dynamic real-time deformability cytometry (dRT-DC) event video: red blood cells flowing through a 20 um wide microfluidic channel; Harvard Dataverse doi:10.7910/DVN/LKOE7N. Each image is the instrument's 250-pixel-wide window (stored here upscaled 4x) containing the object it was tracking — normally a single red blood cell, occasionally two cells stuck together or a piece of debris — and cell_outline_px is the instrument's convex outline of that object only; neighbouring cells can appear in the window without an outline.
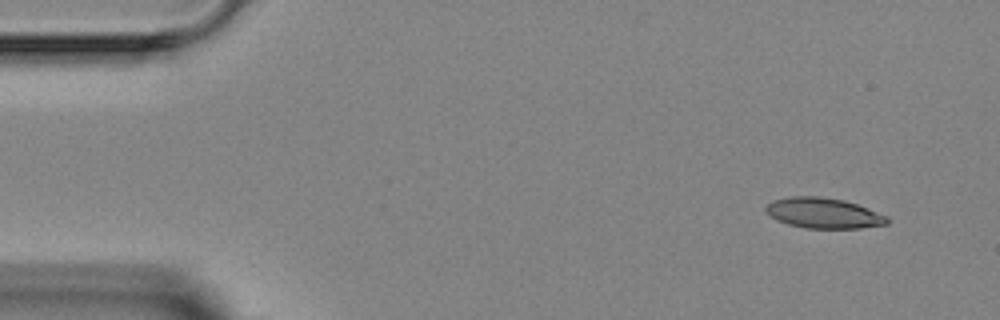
{"species": "Egyptian fruit bat (a non-hibernating species)", "species_latin": "Rousettus aegyptiacus", "temperature_condition": "room temperature", "stored_images_in_passage": 4, "camera_frame_rate_fps": 3000, "um_per_image_px": 0.085, "animal": {"sex": "female"}, "frame": {"image": 1, "passage_image": 1, "time_ms": 0.0, "image_size_px": [1000, 320], "cell_outline_px": [[892, 220], [888, 224], [860, 228], [804, 228], [788, 224], [776, 220], [764, 208], [768, 204], [776, 200], [788, 196], [816, 196], [844, 200], [856, 204], [888, 216]], "centroid_in_image_um": [70.04, 18.12], "position_along_channel_um": 15.0, "area_um2": 21.44}}
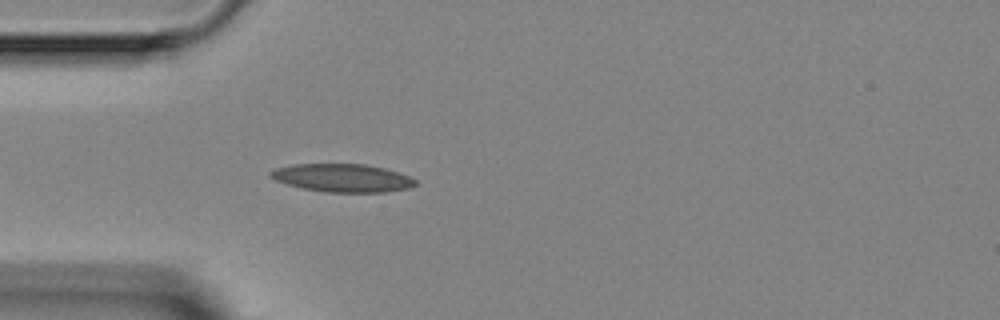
{"frame": {"image": 2, "passage_image": 4, "time_ms": 3.333, "image_size_px": [1000, 320], "cell_outline_px": [[420, 184], [408, 188], [384, 192], [328, 192], [304, 188], [288, 184], [276, 180], [268, 176], [268, 172], [276, 168], [292, 164], [364, 164], [384, 168], [408, 176], [416, 180]], "centroid_in_image_um": [29.11, 15.12], "position_along_channel_um": 55.9, "area_um2": 23.58}}